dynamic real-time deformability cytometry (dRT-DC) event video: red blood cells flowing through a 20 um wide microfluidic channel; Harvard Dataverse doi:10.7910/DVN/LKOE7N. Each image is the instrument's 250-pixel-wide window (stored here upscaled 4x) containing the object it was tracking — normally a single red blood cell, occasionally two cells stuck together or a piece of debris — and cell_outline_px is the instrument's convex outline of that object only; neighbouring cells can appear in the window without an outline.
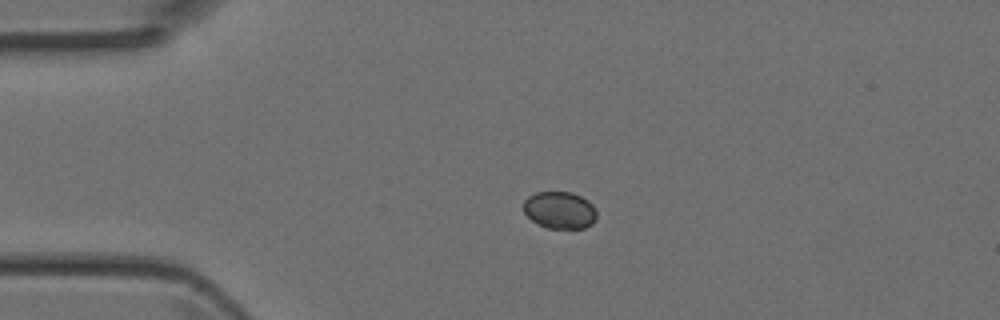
{"species": "Egyptian fruit bat (a non-hibernating species)", "species_latin": "Rousettus aegyptiacus", "temperature_condition": "room temperature", "stored_images_in_passage": 4, "camera_frame_rate_fps": 3000, "um_per_image_px": 0.085, "animal": {"sex": "female"}, "frame": {"image": 1, "passage_image": 2, "time_ms": 0.333, "image_size_px": [1000, 320], "cell_outline_px": [[596, 220], [592, 224], [584, 228], [548, 228], [532, 220], [524, 212], [524, 200], [528, 196], [536, 192], [572, 192], [588, 200], [592, 204], [596, 212]], "centroid_in_image_um": [47.59, 17.85], "position_along_channel_um": 37.4, "area_um2": 15.78}}